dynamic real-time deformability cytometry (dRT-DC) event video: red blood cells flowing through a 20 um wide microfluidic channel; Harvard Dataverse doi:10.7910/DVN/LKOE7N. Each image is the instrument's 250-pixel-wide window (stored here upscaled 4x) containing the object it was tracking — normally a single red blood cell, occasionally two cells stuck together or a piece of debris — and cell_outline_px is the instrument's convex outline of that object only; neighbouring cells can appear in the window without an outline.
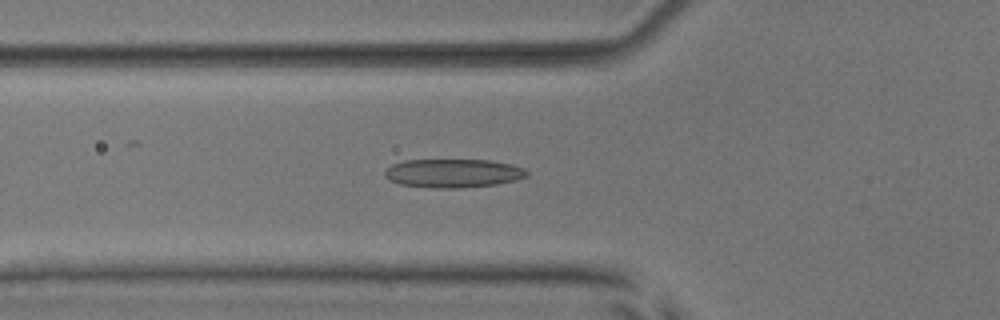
{"species": "common noctule bat (a hibernating species)", "species_latin": "Nyctalus noctula", "temperature_condition": "room temperature", "stored_images_in_passage": 54, "camera_frame_rate_fps": 3000, "um_per_image_px": 0.085, "animal": {"sex": "male", "body_mass_g": 17.9, "forearm_length_mm": 54.2}, "frame": {"image": 1, "passage_image": 20, "time_ms": 6.333, "image_size_px": [1000, 320], "cell_outline_px": [[528, 176], [516, 180], [496, 184], [460, 188], [432, 188], [400, 184], [388, 180], [384, 176], [384, 172], [392, 164], [404, 160], [488, 160], [512, 164], [524, 168], [528, 172]], "centroid_in_image_um": [38.51, 14.72], "position_along_channel_um": 87.3, "area_um2": 23.81}}
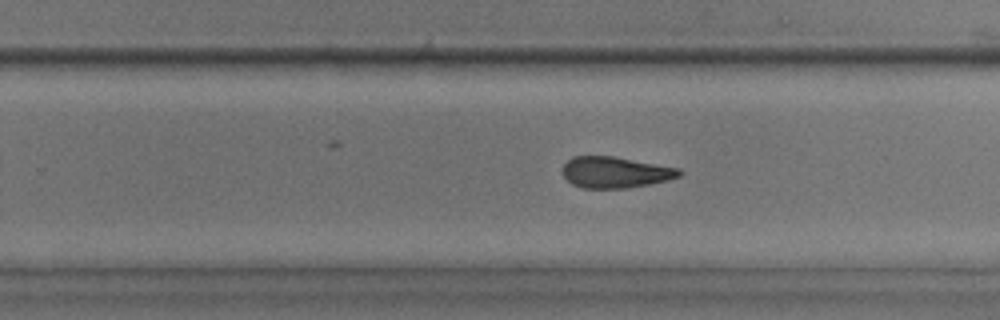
{"frame": {"image": 2, "passage_image": 35, "time_ms": 11.333, "image_size_px": [1000, 320], "cell_outline_px": [[684, 172], [680, 176], [668, 180], [628, 188], [584, 188], [572, 184], [564, 176], [564, 164], [572, 156], [616, 156], [680, 168]], "centroid_in_image_um": [52.34, 14.63], "position_along_channel_um": 277.5, "area_um2": 21.27}}
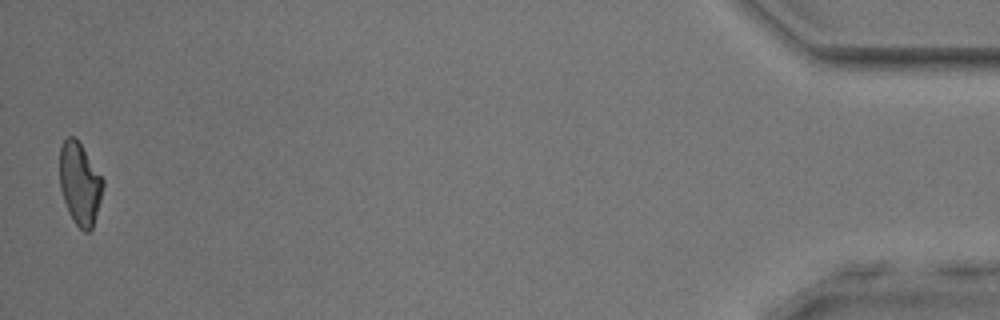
{"frame": {"image": 3, "passage_image": 54, "time_ms": 17.667, "image_size_px": [1000, 320], "cell_outline_px": [[104, 188], [92, 228], [88, 232], [84, 232], [72, 220], [68, 212], [60, 188], [60, 148], [64, 140], [68, 136], [76, 136], [104, 180]], "centroid_in_image_um": [6.79, 15.6], "position_along_channel_um": 428.4, "area_um2": 20.81}, "authors_computed_cell_mechanics": {"area_um2": 22.6287, "velocity_mm_per_s": 3.812, "shape_relaxation_time_tau1_ms": 4.6668, "shape_relaxation_time_tau2_ms": 3.4106, "deformation_change_tau1": 0.1289, "deformation_change_tau2": 0.1215}}